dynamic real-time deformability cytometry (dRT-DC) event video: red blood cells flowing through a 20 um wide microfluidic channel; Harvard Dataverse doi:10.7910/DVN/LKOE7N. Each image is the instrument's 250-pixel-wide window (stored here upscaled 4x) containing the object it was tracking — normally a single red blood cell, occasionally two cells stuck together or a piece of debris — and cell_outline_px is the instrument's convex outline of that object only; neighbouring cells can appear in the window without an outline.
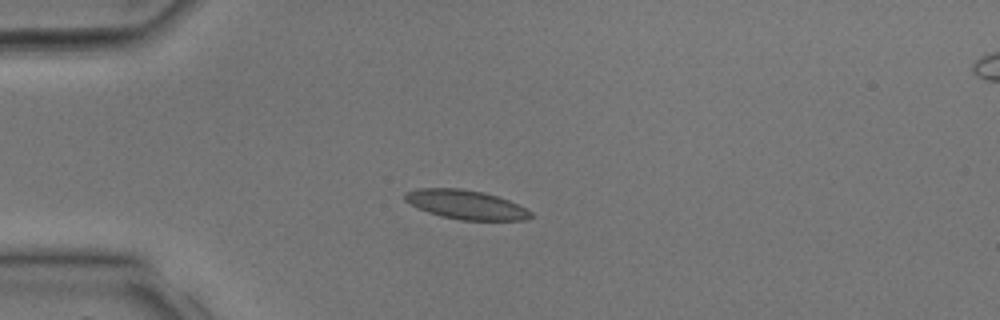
{"species": "common noctule bat (a hibernating species)", "species_latin": "Nyctalus noctula", "temperature_condition": "room temperature", "stored_images_in_passage": 32, "camera_frame_rate_fps": 3000, "um_per_image_px": 0.085, "animal": {"sex": "male", "body_mass_g": 17.9, "forearm_length_mm": 54.2}, "frame": {"image": 1, "passage_image": 8, "time_ms": 2.333, "image_size_px": [1000, 320], "cell_outline_px": [[536, 216], [528, 220], [460, 220], [440, 216], [428, 212], [404, 200], [404, 192], [416, 188], [460, 188], [484, 192], [508, 200], [532, 212]], "centroid_in_image_um": [39.61, 17.39], "position_along_channel_um": 45.4, "area_um2": 21.39}}
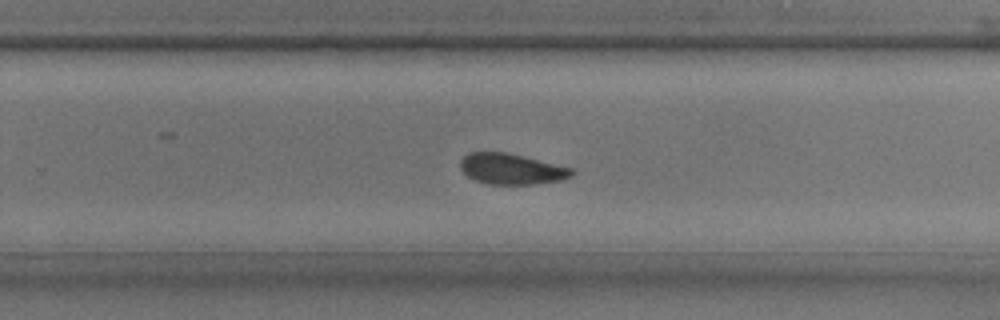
{"frame": {"image": 2, "passage_image": 21, "time_ms": 6.667, "image_size_px": [1000, 320], "cell_outline_px": [[576, 172], [572, 176], [564, 180], [536, 184], [488, 184], [476, 180], [468, 176], [460, 168], [460, 160], [468, 152], [508, 152], [572, 168]], "centroid_in_image_um": [43.5, 14.36], "position_along_channel_um": 286.3, "area_um2": 20.11}}
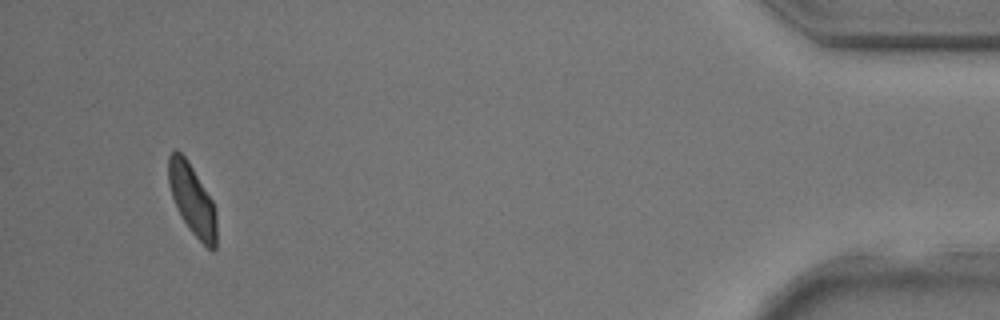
{"frame": {"image": 3, "passage_image": 31, "time_ms": 10.0, "image_size_px": [1000, 320], "cell_outline_px": [[216, 248], [212, 252], [188, 228], [172, 196], [168, 184], [168, 156], [176, 148], [188, 160], [212, 200], [216, 216]], "centroid_in_image_um": [16.33, 16.95], "position_along_channel_um": 418.9, "area_um2": 19.48}}